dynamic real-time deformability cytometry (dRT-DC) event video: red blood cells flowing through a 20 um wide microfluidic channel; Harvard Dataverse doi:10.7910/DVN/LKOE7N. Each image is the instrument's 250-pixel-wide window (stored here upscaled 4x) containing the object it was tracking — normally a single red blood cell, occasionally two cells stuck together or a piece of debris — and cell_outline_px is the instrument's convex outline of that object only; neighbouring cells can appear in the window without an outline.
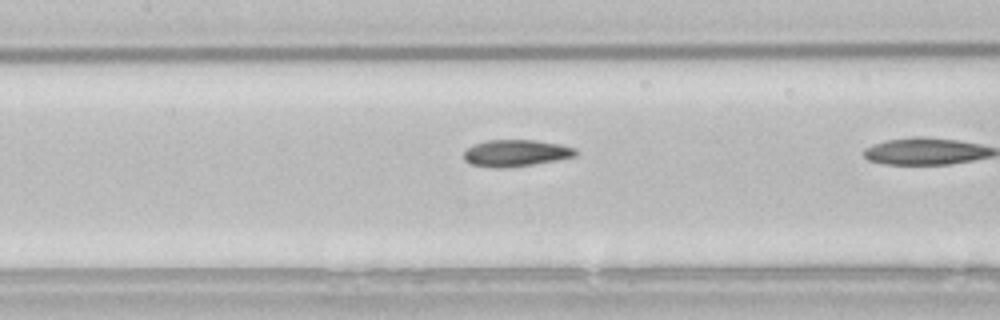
{"species": "common noctule bat (a hibernating species)", "species_latin": "Nyctalus noctula", "temperature_condition": "room temperature", "stored_images_in_passage": 6, "camera_frame_rate_fps": 3000, "um_per_image_px": 0.085, "animal": {"sex": "male", "body_mass_g": 21.5, "forearm_length_mm": 52.0}, "frame": {"image": 1, "passage_image": 5, "time_ms": 1.333, "image_size_px": [1000, 320], "cell_outline_px": [[580, 152], [576, 156], [556, 160], [532, 164], [500, 168], [496, 168], [472, 164], [464, 160], [464, 152], [468, 148], [484, 140], [536, 140], [560, 144], [576, 148]], "centroid_in_image_um": [43.89, 13.0], "position_along_channel_um": 163.5, "area_um2": 17.34}}